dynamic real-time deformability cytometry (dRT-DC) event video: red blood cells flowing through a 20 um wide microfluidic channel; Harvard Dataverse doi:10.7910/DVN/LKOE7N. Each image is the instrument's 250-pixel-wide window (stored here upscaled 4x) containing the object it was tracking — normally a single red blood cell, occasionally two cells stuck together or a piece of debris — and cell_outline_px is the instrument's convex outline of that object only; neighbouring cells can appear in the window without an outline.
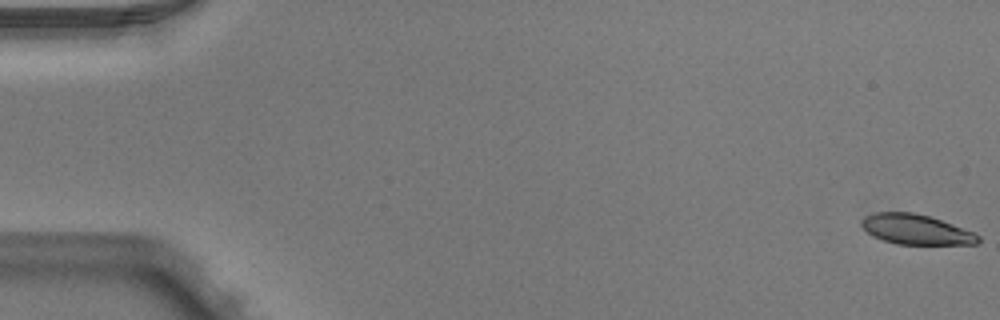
{"species": "Egyptian fruit bat (a non-hibernating species)", "species_latin": "Rousettus aegyptiacus", "temperature_condition": "warm", "stored_images_in_passage": 51, "camera_frame_rate_fps": 3000, "um_per_image_px": 0.085, "animal": {"sex": "male"}, "frame": {"image": 1, "passage_image": 1, "time_ms": 0.0, "image_size_px": [1000, 320], "cell_outline_px": [[980, 240], [976, 244], [896, 244], [884, 240], [868, 232], [860, 224], [860, 220], [864, 216], [876, 212], [912, 212], [928, 216], [952, 224], [972, 232], [980, 236]], "centroid_in_image_um": [77.84, 19.5], "position_along_channel_um": 7.2, "area_um2": 20.11}}
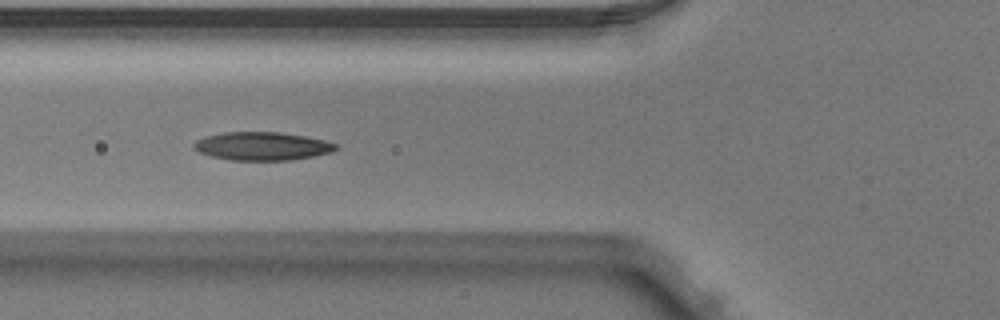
{"frame": {"image": 2, "passage_image": 20, "time_ms": 6.333, "image_size_px": [1000, 320], "cell_outline_px": [[340, 148], [332, 152], [312, 156], [288, 160], [232, 160], [212, 156], [200, 152], [192, 148], [192, 144], [196, 140], [204, 136], [224, 132], [280, 132], [304, 136], [324, 140], [336, 144]], "centroid_in_image_um": [22.26, 12.41], "position_along_channel_um": 103.5, "area_um2": 23.35}}
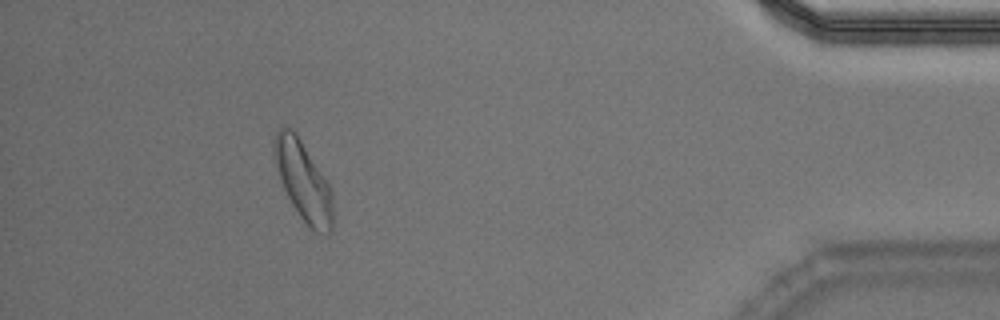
{"frame": {"image": 3, "passage_image": 47, "time_ms": 15.333, "image_size_px": [1000, 320], "cell_outline_px": [[332, 232], [324, 236], [316, 232], [300, 216], [292, 204], [284, 188], [272, 152], [272, 140], [276, 128], [292, 128], [296, 132], [328, 184], [332, 192]], "centroid_in_image_um": [25.76, 15.36], "position_along_channel_um": 409.4, "area_um2": 26.76}, "authors_computed_cell_mechanics": {"area_um2": 22.5998, "velocity_mm_per_s": 3.9751, "shape_relaxation_time_tau1_ms": 6.5926, "shape_relaxation_time_tau2_ms": 2.8299, "deformation_change_tau1": 0.1836, "deformation_change_tau2": 0.0849}}